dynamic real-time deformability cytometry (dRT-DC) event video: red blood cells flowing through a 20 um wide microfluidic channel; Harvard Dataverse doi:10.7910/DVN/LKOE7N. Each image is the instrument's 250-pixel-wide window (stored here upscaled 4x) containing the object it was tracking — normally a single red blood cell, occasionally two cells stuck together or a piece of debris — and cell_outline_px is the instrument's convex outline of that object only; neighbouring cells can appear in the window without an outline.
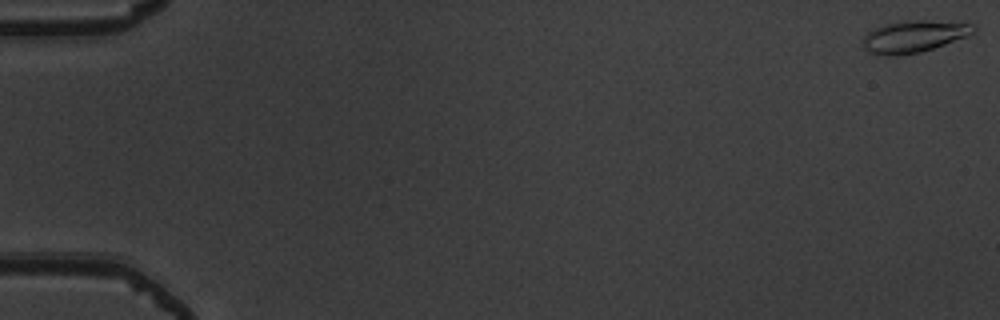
{"species": "common noctule bat (a hibernating species)", "species_latin": "Nyctalus noctula", "temperature_condition": "warm", "stored_images_in_passage": 10, "camera_frame_rate_fps": 3000, "um_per_image_px": 0.085, "animal": {"sex": "male", "body_mass_g": 19.5, "forearm_length_mm": 54.6}, "frame": {"image": 1, "passage_image": 1, "time_ms": 0.0, "image_size_px": [1000, 320], "cell_outline_px": [[980, 28], [976, 32], [968, 36], [920, 52], [892, 56], [884, 56], [868, 52], [864, 48], [860, 40], [872, 28], [884, 24], [904, 20], [924, 20], [976, 24]], "centroid_in_image_um": [77.67, 3.09], "position_along_channel_um": 7.3, "area_um2": 20.92}}